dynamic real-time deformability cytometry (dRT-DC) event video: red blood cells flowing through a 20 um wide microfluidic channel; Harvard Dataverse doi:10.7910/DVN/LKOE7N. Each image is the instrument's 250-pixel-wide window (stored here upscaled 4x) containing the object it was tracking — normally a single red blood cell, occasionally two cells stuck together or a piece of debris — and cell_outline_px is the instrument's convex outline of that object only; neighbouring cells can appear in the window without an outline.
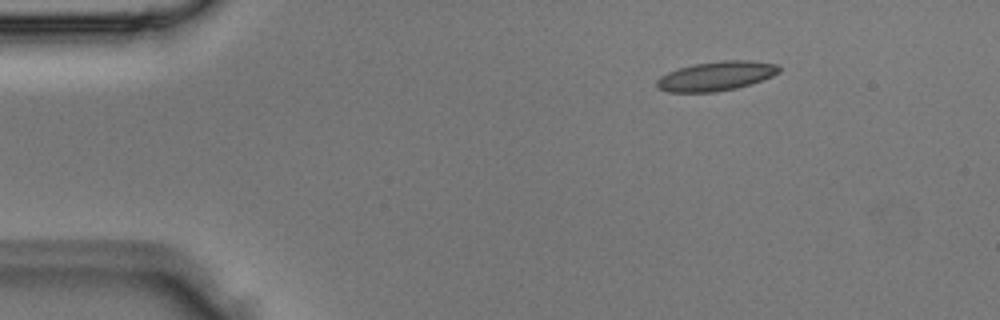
{"species": "Egyptian fruit bat (a non-hibernating species)", "species_latin": "Rousettus aegyptiacus", "temperature_condition": "room temperature", "stored_images_in_passage": 3, "camera_frame_rate_fps": 3000, "um_per_image_px": 0.085, "animal": {"sex": "male"}, "frame": {"image": 1, "passage_image": 1, "time_ms": 0.0, "image_size_px": [1000, 320], "cell_outline_px": [[780, 72], [772, 76], [736, 88], [716, 92], [668, 92], [656, 88], [656, 80], [660, 76], [668, 72], [680, 68], [696, 64], [724, 60], [752, 60], [776, 64], [780, 68]], "centroid_in_image_um": [60.85, 6.47], "position_along_channel_um": 24.2, "area_um2": 20.75}}